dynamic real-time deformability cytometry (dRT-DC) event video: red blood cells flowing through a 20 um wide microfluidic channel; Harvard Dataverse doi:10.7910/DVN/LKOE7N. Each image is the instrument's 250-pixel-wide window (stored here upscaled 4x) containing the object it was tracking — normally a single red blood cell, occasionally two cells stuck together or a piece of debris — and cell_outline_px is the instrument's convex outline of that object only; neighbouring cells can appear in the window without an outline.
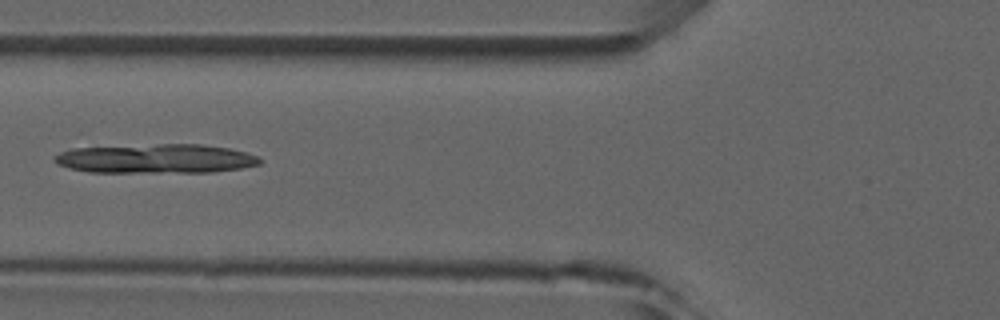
{"species": "common noctule bat (a hibernating species)", "species_latin": "Nyctalus noctula", "temperature_condition": "room temperature", "stored_images_in_passage": 2, "camera_frame_rate_fps": 3000, "um_per_image_px": 0.085, "animal": {"sex": "male", "forearm_length_mm": 52.5}, "frame": {"image": 1, "passage_image": 2, "time_ms": 1.333, "image_size_px": [1000, 320], "cell_outline_px": [[260, 164], [240, 168], [212, 172], [88, 172], [68, 168], [56, 164], [52, 160], [52, 156], [60, 152], [72, 148], [160, 144], [204, 144], [228, 148], [248, 152], [260, 156]], "centroid_in_image_um": [13.22, 13.48], "position_along_channel_um": 112.6, "area_um2": 35.26}}